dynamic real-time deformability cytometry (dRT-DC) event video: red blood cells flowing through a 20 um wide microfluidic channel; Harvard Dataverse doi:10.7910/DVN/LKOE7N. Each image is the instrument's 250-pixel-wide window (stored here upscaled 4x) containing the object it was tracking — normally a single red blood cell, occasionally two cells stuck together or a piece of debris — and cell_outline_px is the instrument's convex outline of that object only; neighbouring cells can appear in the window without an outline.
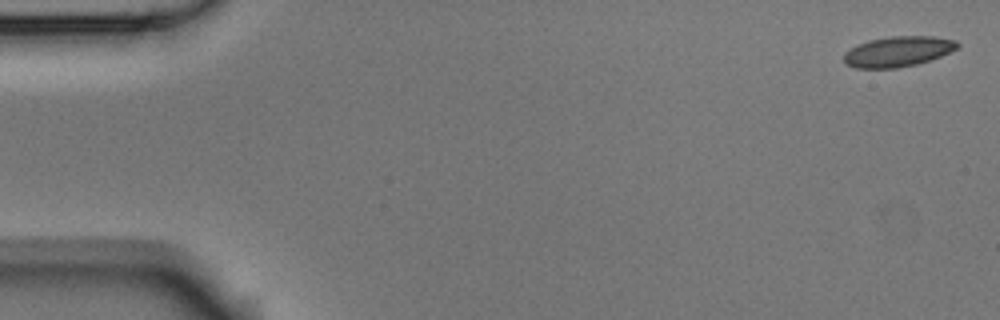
{"species": "Egyptian fruit bat (a non-hibernating species)", "species_latin": "Rousettus aegyptiacus", "temperature_condition": "room temperature", "stored_images_in_passage": 4, "camera_frame_rate_fps": 3000, "um_per_image_px": 0.085, "animal": {"sex": "male"}, "frame": {"image": 1, "passage_image": 1, "time_ms": 0.0, "image_size_px": [1000, 320], "cell_outline_px": [[960, 44], [956, 48], [940, 56], [916, 64], [896, 68], [856, 68], [844, 64], [844, 52], [868, 40], [892, 36], [932, 36], [956, 40]], "centroid_in_image_um": [76.3, 4.38], "position_along_channel_um": 8.7, "area_um2": 19.88}}